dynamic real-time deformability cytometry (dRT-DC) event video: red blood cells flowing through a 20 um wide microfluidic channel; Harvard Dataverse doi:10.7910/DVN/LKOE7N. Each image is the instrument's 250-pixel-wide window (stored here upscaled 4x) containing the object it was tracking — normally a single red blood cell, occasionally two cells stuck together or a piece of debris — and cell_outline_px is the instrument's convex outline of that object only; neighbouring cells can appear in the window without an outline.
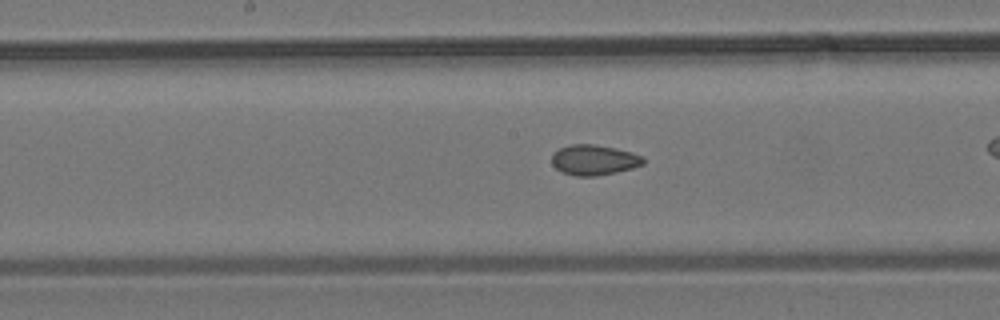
{"species": "common noctule bat (a hibernating species)", "species_latin": "Nyctalus noctula", "temperature_condition": "room temperature", "stored_images_in_passage": 27, "camera_frame_rate_fps": 3000, "um_per_image_px": 0.085, "animal": {"sex": "male", "body_mass_g": 19.2, "forearm_length_mm": 51.8}, "frame": {"image": 1, "passage_image": 12, "time_ms": 3.667, "image_size_px": [1000, 320], "cell_outline_px": [[644, 164], [632, 168], [616, 172], [596, 176], [576, 176], [564, 172], [556, 168], [552, 164], [552, 152], [560, 148], [572, 144], [596, 144], [616, 148], [632, 152], [644, 156]], "centroid_in_image_um": [50.51, 13.58], "position_along_channel_um": 197.7, "area_um2": 16.24}}